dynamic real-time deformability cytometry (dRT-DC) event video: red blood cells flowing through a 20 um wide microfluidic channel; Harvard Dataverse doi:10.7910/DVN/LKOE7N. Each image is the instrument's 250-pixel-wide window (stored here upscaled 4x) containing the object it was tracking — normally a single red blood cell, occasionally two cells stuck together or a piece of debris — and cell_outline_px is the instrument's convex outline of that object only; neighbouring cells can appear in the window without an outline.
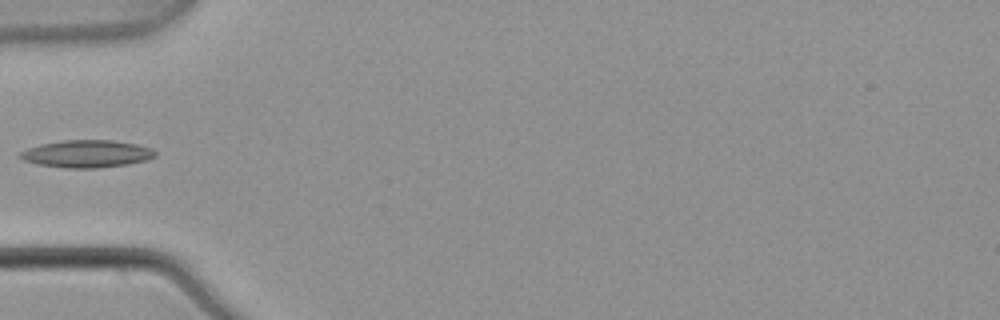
{"species": "common noctule bat (a hibernating species)", "species_latin": "Nyctalus noctula", "temperature_condition": "warm", "stored_images_in_passage": 5, "camera_frame_rate_fps": 3000, "um_per_image_px": 0.085, "animal": {"sex": "male", "body_mass_g": 21.5, "forearm_length_mm": 52.0}, "frame": {"image": 1, "passage_image": 5, "time_ms": 1.333, "image_size_px": [1000, 320], "cell_outline_px": [[156, 156], [148, 160], [128, 164], [96, 168], [68, 168], [40, 164], [24, 160], [20, 156], [20, 152], [28, 148], [40, 144], [64, 140], [112, 140], [136, 144], [152, 148], [156, 152]], "centroid_in_image_um": [7.43, 13.07], "position_along_channel_um": 77.6, "area_um2": 21.44}}